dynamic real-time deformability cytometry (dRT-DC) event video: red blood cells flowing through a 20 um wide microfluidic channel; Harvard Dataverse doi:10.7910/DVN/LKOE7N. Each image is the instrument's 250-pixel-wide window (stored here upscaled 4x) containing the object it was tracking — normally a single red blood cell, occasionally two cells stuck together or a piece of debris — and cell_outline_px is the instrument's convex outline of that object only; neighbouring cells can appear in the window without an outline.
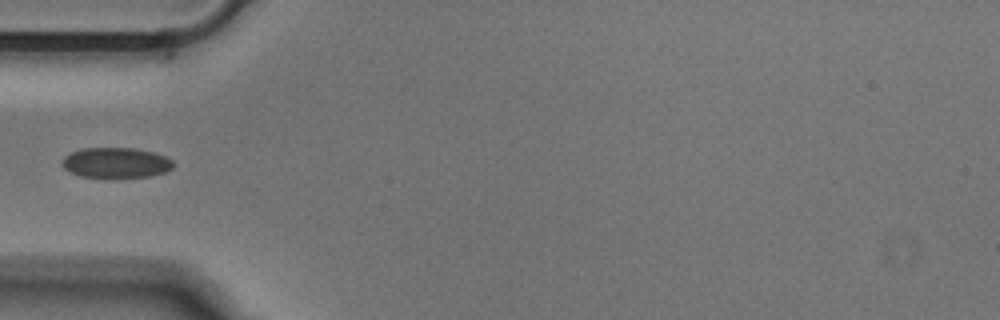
{"species": "Egyptian fruit bat (a non-hibernating species)", "species_latin": "Rousettus aegyptiacus", "temperature_condition": "cold", "stored_images_in_passage": 36, "camera_frame_rate_fps": 3000, "um_per_image_px": 0.085, "animal": {"sex": "male"}, "frame": {"image": 1, "passage_image": 1, "time_ms": 0.0, "image_size_px": [1000, 320], "cell_outline_px": [[172, 168], [164, 172], [148, 176], [108, 180], [80, 176], [64, 168], [64, 156], [72, 152], [84, 148], [132, 148], [152, 152], [164, 156], [172, 160]], "centroid_in_image_um": [9.84, 13.87], "position_along_channel_um": 75.2, "area_um2": 19.88}}
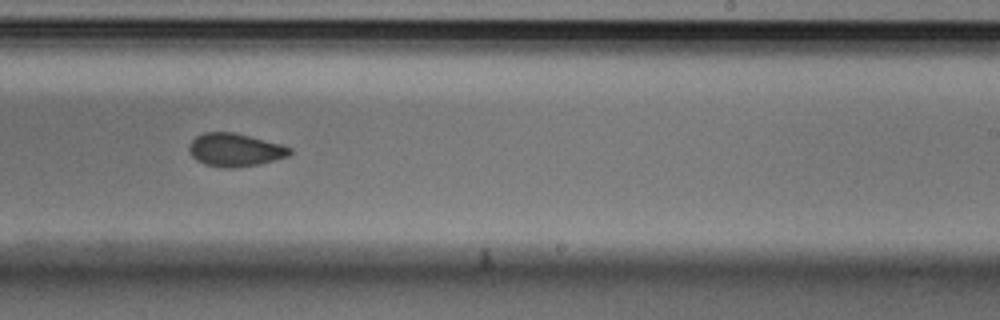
{"frame": {"image": 2, "passage_image": 16, "time_ms": 5.0, "image_size_px": [1000, 320], "cell_outline_px": [[292, 152], [288, 156], [260, 164], [236, 168], [220, 168], [204, 164], [196, 160], [192, 156], [188, 148], [192, 140], [196, 136], [204, 132], [232, 132], [280, 144], [292, 148]], "centroid_in_image_um": [19.96, 12.76], "position_along_channel_um": 269.0, "area_um2": 19.42}}
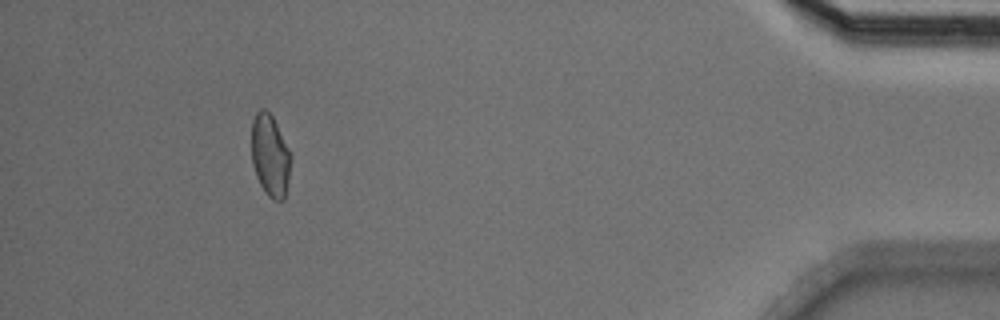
{"frame": {"image": 3, "passage_image": 32, "time_ms": 10.333, "image_size_px": [1000, 320], "cell_outline_px": [[292, 156], [288, 180], [284, 200], [272, 200], [268, 196], [260, 184], [256, 176], [252, 164], [252, 120], [256, 112], [260, 108], [264, 108], [272, 116]], "centroid_in_image_um": [22.95, 13.23], "position_along_channel_um": 412.2, "area_um2": 18.73}}